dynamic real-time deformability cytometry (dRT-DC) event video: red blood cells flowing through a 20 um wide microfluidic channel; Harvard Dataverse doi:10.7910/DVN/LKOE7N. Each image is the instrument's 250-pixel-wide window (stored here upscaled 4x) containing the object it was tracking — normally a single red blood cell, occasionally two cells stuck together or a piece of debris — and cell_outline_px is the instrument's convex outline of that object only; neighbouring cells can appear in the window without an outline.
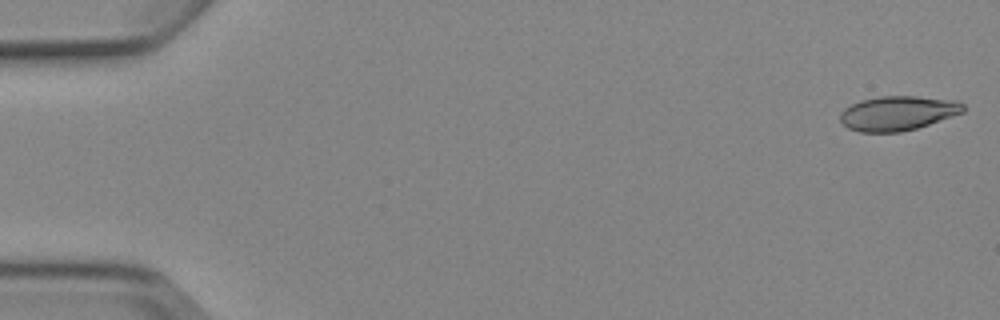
{"species": "Egyptian fruit bat (a non-hibernating species)", "species_latin": "Rousettus aegyptiacus", "temperature_condition": "cold", "stored_images_in_passage": 6, "camera_frame_rate_fps": 3000, "um_per_image_px": 0.085, "animal": {"sex": "female"}, "frame": {"image": 1, "passage_image": 1, "time_ms": 0.0, "image_size_px": [1000, 320], "cell_outline_px": [[964, 112], [916, 128], [900, 132], [860, 132], [848, 128], [840, 120], [840, 112], [844, 108], [860, 100], [880, 96], [916, 96], [960, 100], [964, 104]], "centroid_in_image_um": [76.32, 9.61], "position_along_channel_um": 8.7, "area_um2": 24.8}}